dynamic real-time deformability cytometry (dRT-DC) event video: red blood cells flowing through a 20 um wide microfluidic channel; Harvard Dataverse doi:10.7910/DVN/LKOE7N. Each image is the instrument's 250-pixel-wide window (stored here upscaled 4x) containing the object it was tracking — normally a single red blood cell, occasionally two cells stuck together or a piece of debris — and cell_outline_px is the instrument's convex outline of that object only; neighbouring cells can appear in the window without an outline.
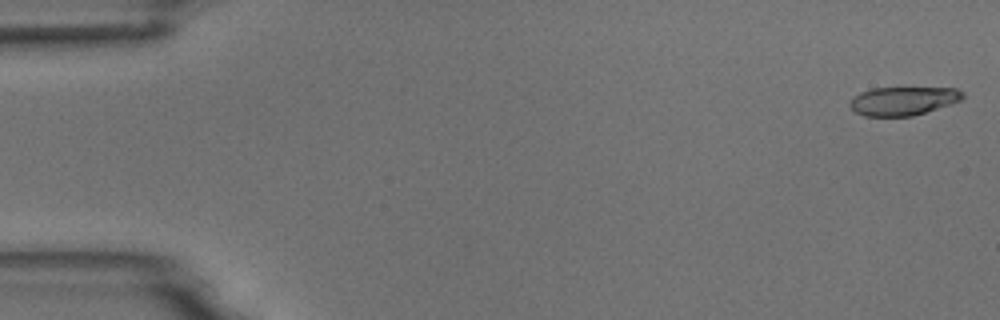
{"species": "common noctule bat (a hibernating species)", "species_latin": "Nyctalus noctula", "temperature_condition": "room temperature", "stored_images_in_passage": 5, "camera_frame_rate_fps": 3000, "um_per_image_px": 0.085, "animal": {"sex": "male", "body_mass_g": 18.8}, "frame": {"image": 1, "passage_image": 1, "time_ms": 0.0, "image_size_px": [1000, 320], "cell_outline_px": [[964, 96], [960, 100], [912, 116], [864, 116], [856, 112], [848, 104], [860, 92], [872, 88], [956, 88], [964, 92]], "centroid_in_image_um": [76.75, 8.57], "position_along_channel_um": 8.3, "area_um2": 18.44}}
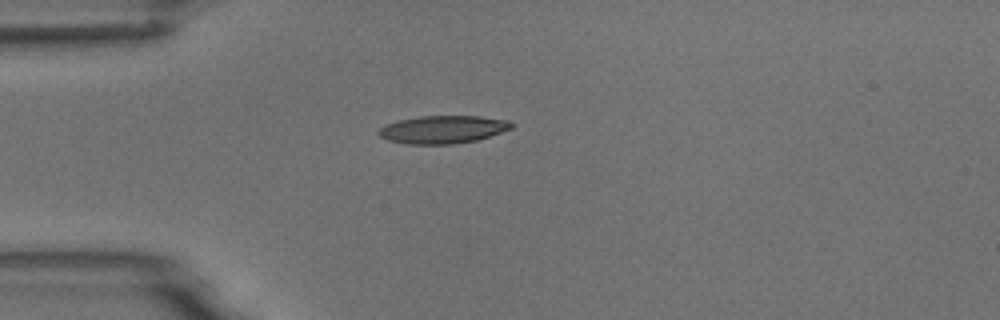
{"frame": {"image": 2, "passage_image": 4, "time_ms": 4.333, "image_size_px": [1000, 320], "cell_outline_px": [[516, 124], [512, 128], [476, 140], [452, 144], [408, 144], [388, 140], [380, 136], [376, 132], [384, 124], [400, 120], [420, 116], [480, 116], [508, 120]], "centroid_in_image_um": [37.63, 11.0], "position_along_channel_um": 47.4, "area_um2": 21.5}}